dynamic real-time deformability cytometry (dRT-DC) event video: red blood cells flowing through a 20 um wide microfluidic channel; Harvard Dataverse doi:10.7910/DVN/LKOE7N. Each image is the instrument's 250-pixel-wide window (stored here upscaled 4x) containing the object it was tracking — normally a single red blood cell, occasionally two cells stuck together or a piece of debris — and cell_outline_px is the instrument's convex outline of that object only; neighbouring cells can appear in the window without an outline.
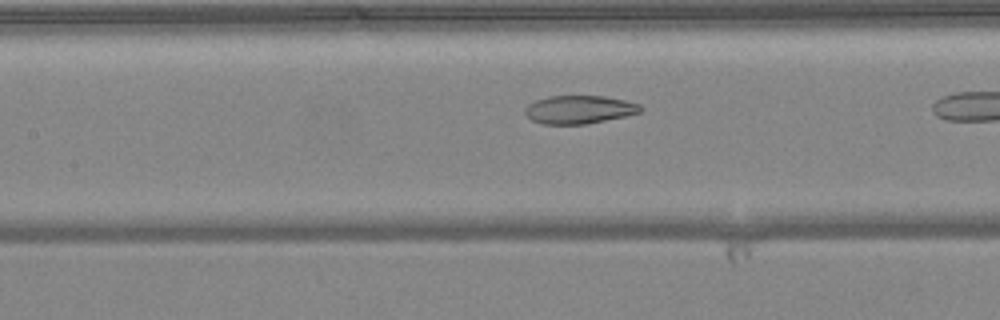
{"species": "common noctule bat (a hibernating species)", "species_latin": "Nyctalus noctula", "temperature_condition": "warm", "stored_images_in_passage": 25, "camera_frame_rate_fps": 3000, "um_per_image_px": 0.085, "animal": {"sex": "female", "body_mass_g": 24.6, "forearm_length_mm": 56.2}, "frame": {"image": 1, "passage_image": 18, "time_ms": 5.667, "image_size_px": [1000, 320], "cell_outline_px": [[644, 108], [640, 112], [624, 116], [584, 124], [544, 124], [532, 120], [524, 112], [524, 108], [528, 104], [536, 100], [548, 96], [604, 96], [624, 100], [640, 104]], "centroid_in_image_um": [49.22, 9.3], "position_along_channel_um": 158.2, "area_um2": 18.84}}